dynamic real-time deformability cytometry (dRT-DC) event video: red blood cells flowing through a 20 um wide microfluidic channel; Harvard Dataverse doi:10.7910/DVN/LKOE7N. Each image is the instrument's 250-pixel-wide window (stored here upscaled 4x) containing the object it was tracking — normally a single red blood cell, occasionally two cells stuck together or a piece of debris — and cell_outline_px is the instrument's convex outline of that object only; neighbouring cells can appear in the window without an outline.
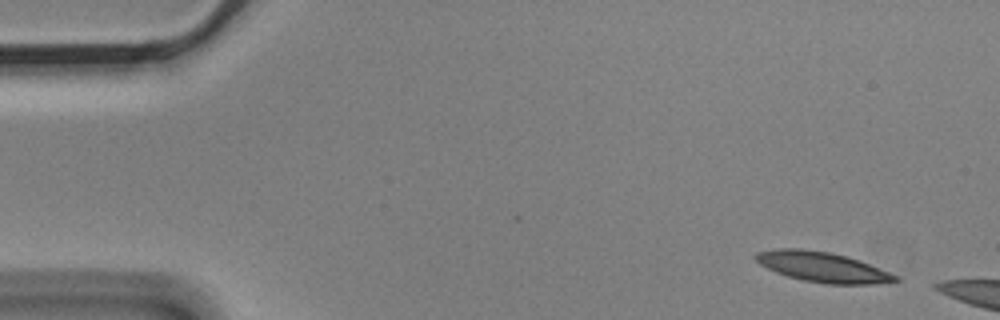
{"species": "Egyptian fruit bat (a non-hibernating species)", "species_latin": "Rousettus aegyptiacus", "temperature_condition": "cold", "stored_images_in_passage": 3, "camera_frame_rate_fps": 3000, "um_per_image_px": 0.085, "animal": {"sex": "male"}, "frame": {"image": 1, "passage_image": 1, "time_ms": 0.0, "image_size_px": [1000, 320], "cell_outline_px": [[900, 280], [876, 284], [828, 284], [804, 280], [788, 276], [776, 272], [760, 264], [752, 256], [756, 252], [776, 248], [800, 248], [828, 252], [860, 260], [900, 276]], "centroid_in_image_um": [69.92, 22.69], "position_along_channel_um": 15.1, "area_um2": 24.51}}